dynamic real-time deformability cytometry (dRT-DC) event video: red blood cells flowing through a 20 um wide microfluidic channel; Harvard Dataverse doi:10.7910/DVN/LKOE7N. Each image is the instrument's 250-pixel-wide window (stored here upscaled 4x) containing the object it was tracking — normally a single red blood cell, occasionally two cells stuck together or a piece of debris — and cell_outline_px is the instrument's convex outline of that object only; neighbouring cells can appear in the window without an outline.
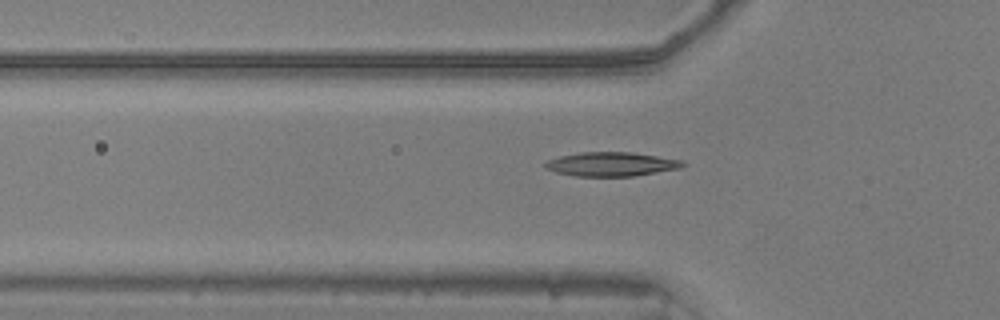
{"species": "common noctule bat (a hibernating species)", "species_latin": "Nyctalus noctula", "temperature_condition": "warm", "stored_images_in_passage": 38, "camera_frame_rate_fps": 3000, "um_per_image_px": 0.085, "animal": {"sex": "male", "body_mass_g": 20.5, "forearm_length_mm": 52.5}, "frame": {"image": 1, "passage_image": 6, "time_ms": 1.667, "image_size_px": [1000, 320], "cell_outline_px": [[688, 164], [680, 168], [636, 176], [576, 176], [556, 172], [544, 168], [544, 164], [548, 160], [560, 156], [580, 152], [632, 152], [684, 160]], "centroid_in_image_um": [52.0, 13.95], "position_along_channel_um": 73.8, "area_um2": 19.42}}
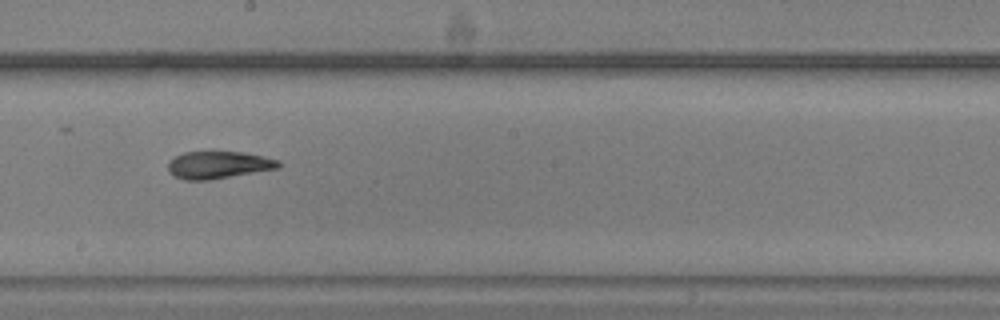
{"frame": {"image": 2, "passage_image": 18, "time_ms": 5.667, "image_size_px": [1000, 320], "cell_outline_px": [[280, 168], [208, 180], [184, 180], [168, 172], [168, 160], [184, 152], [244, 152], [264, 156], [280, 160]], "centroid_in_image_um": [18.57, 14.01], "position_along_channel_um": 229.6, "area_um2": 17.63}}
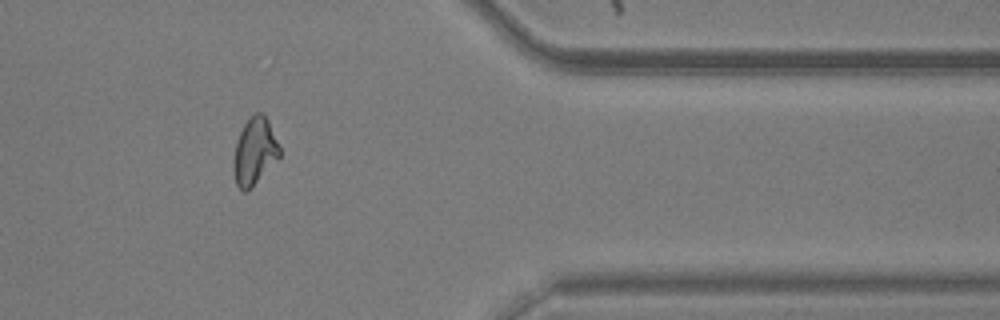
{"frame": {"image": 3, "passage_image": 32, "time_ms": 10.333, "image_size_px": [1000, 320], "cell_outline_px": [[280, 156], [252, 188], [248, 192], [244, 192], [236, 184], [232, 168], [232, 160], [236, 140], [244, 124], [256, 112], [260, 112], [268, 120], [280, 148]], "centroid_in_image_um": [21.61, 12.91], "position_along_channel_um": 389.8, "area_um2": 18.03}}